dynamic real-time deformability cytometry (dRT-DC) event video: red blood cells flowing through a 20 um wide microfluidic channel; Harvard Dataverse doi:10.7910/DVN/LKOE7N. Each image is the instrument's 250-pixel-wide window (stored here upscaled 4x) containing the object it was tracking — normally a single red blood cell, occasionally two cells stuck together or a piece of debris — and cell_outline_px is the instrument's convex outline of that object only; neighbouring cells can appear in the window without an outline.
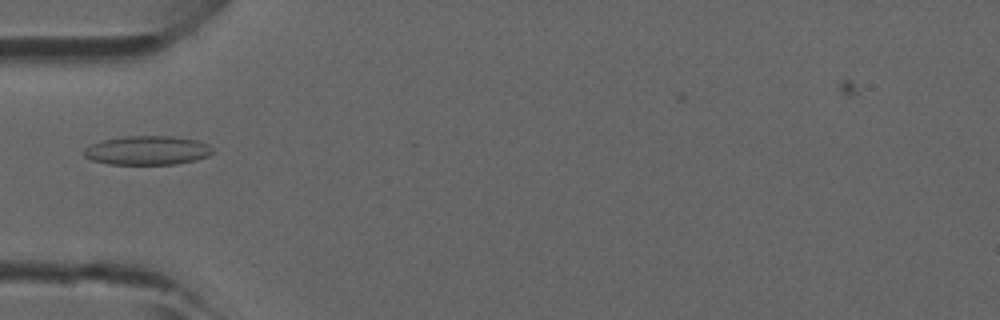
{"species": "common noctule bat (a hibernating species)", "species_latin": "Nyctalus noctula", "temperature_condition": "room temperature", "stored_images_in_passage": 5, "camera_frame_rate_fps": 3000, "um_per_image_px": 0.085, "animal": {"sex": "male", "forearm_length_mm": 52.5}, "frame": {"image": 1, "passage_image": 5, "time_ms": 1.333, "image_size_px": [1000, 320], "cell_outline_px": [[212, 152], [208, 156], [196, 160], [176, 164], [108, 164], [92, 160], [84, 156], [84, 148], [92, 144], [104, 140], [124, 136], [172, 136], [196, 140], [208, 144], [212, 148]], "centroid_in_image_um": [12.53, 12.78], "position_along_channel_um": 72.5, "area_um2": 21.68}}